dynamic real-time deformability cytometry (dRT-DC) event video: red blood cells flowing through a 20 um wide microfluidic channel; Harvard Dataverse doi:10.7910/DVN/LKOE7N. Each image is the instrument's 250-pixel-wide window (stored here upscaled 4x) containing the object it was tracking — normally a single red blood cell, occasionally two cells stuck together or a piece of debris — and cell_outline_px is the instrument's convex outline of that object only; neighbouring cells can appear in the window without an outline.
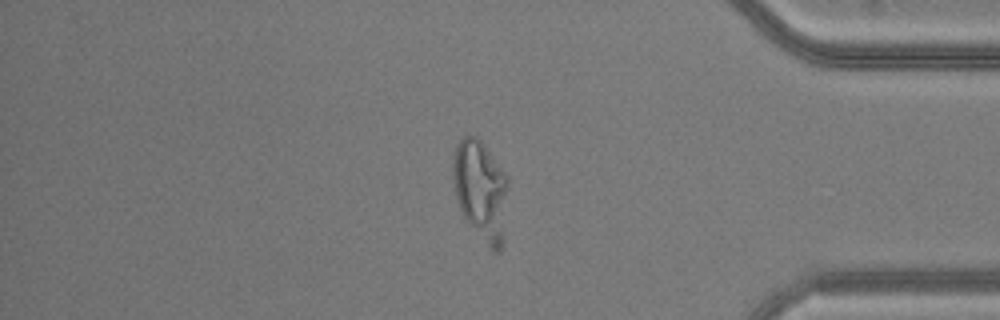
{"species": "common noctule bat (a hibernating species)", "species_latin": "Nyctalus noctula", "temperature_condition": "warm", "stored_images_in_passage": 44, "segment_of_instrument_passage": [2, 2], "camera_frame_rate_fps": 3000, "um_per_image_px": 0.085, "animal": {"sex": "male", "body_mass_g": 20.5, "forearm_length_mm": 52.5}, "frame": {"image": 1, "passage_image": 36, "time_ms": 11.667, "image_size_px": [1000, 320], "cell_outline_px": [[508, 184], [504, 240], [500, 252], [492, 252], [464, 216], [460, 208], [456, 196], [452, 176], [452, 164], [456, 144], [468, 132], [476, 136], [480, 140], [508, 176]], "centroid_in_image_um": [40.88, 16.16], "position_along_channel_um": 394.3, "area_um2": 32.37}}